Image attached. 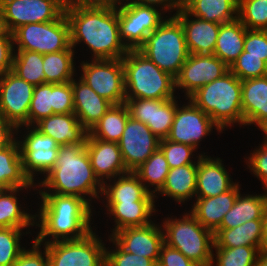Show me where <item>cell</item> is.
Instances as JSON below:
<instances>
[{
	"instance_id": "1",
	"label": "cell",
	"mask_w": 267,
	"mask_h": 266,
	"mask_svg": "<svg viewBox=\"0 0 267 266\" xmlns=\"http://www.w3.org/2000/svg\"><path fill=\"white\" fill-rule=\"evenodd\" d=\"M65 15L70 25L71 46L83 42L92 59H121L128 52L120 38L118 8L74 0Z\"/></svg>"
},
{
	"instance_id": "37",
	"label": "cell",
	"mask_w": 267,
	"mask_h": 266,
	"mask_svg": "<svg viewBox=\"0 0 267 266\" xmlns=\"http://www.w3.org/2000/svg\"><path fill=\"white\" fill-rule=\"evenodd\" d=\"M74 48L71 46L67 50L48 53L43 55V71L45 73V83L63 84L70 82L75 76Z\"/></svg>"
},
{
	"instance_id": "16",
	"label": "cell",
	"mask_w": 267,
	"mask_h": 266,
	"mask_svg": "<svg viewBox=\"0 0 267 266\" xmlns=\"http://www.w3.org/2000/svg\"><path fill=\"white\" fill-rule=\"evenodd\" d=\"M0 7L11 33L29 23L55 21L65 13L56 0H0Z\"/></svg>"
},
{
	"instance_id": "7",
	"label": "cell",
	"mask_w": 267,
	"mask_h": 266,
	"mask_svg": "<svg viewBox=\"0 0 267 266\" xmlns=\"http://www.w3.org/2000/svg\"><path fill=\"white\" fill-rule=\"evenodd\" d=\"M162 222L164 244L179 250L199 266H211L214 233L203 227L189 211L182 218H165Z\"/></svg>"
},
{
	"instance_id": "35",
	"label": "cell",
	"mask_w": 267,
	"mask_h": 266,
	"mask_svg": "<svg viewBox=\"0 0 267 266\" xmlns=\"http://www.w3.org/2000/svg\"><path fill=\"white\" fill-rule=\"evenodd\" d=\"M185 11L205 21L228 23L238 18V0H192Z\"/></svg>"
},
{
	"instance_id": "6",
	"label": "cell",
	"mask_w": 267,
	"mask_h": 266,
	"mask_svg": "<svg viewBox=\"0 0 267 266\" xmlns=\"http://www.w3.org/2000/svg\"><path fill=\"white\" fill-rule=\"evenodd\" d=\"M147 35L145 43L138 49L161 70L176 78L189 52L181 22L172 14Z\"/></svg>"
},
{
	"instance_id": "58",
	"label": "cell",
	"mask_w": 267,
	"mask_h": 266,
	"mask_svg": "<svg viewBox=\"0 0 267 266\" xmlns=\"http://www.w3.org/2000/svg\"><path fill=\"white\" fill-rule=\"evenodd\" d=\"M171 5L177 10H185L192 0H170Z\"/></svg>"
},
{
	"instance_id": "18",
	"label": "cell",
	"mask_w": 267,
	"mask_h": 266,
	"mask_svg": "<svg viewBox=\"0 0 267 266\" xmlns=\"http://www.w3.org/2000/svg\"><path fill=\"white\" fill-rule=\"evenodd\" d=\"M228 71L229 67L214 54H189L175 78L176 89H184L187 99L197 89L221 78Z\"/></svg>"
},
{
	"instance_id": "21",
	"label": "cell",
	"mask_w": 267,
	"mask_h": 266,
	"mask_svg": "<svg viewBox=\"0 0 267 266\" xmlns=\"http://www.w3.org/2000/svg\"><path fill=\"white\" fill-rule=\"evenodd\" d=\"M198 168L195 197L218 196L230 190L235 184L220 158L198 154Z\"/></svg>"
},
{
	"instance_id": "5",
	"label": "cell",
	"mask_w": 267,
	"mask_h": 266,
	"mask_svg": "<svg viewBox=\"0 0 267 266\" xmlns=\"http://www.w3.org/2000/svg\"><path fill=\"white\" fill-rule=\"evenodd\" d=\"M125 98H175L176 80L139 50H128L122 58Z\"/></svg>"
},
{
	"instance_id": "38",
	"label": "cell",
	"mask_w": 267,
	"mask_h": 266,
	"mask_svg": "<svg viewBox=\"0 0 267 266\" xmlns=\"http://www.w3.org/2000/svg\"><path fill=\"white\" fill-rule=\"evenodd\" d=\"M169 170L170 168L165 155L162 150L158 148L133 172L138 176L146 189L156 198V193H158L165 184ZM150 186L154 187V189H151Z\"/></svg>"
},
{
	"instance_id": "12",
	"label": "cell",
	"mask_w": 267,
	"mask_h": 266,
	"mask_svg": "<svg viewBox=\"0 0 267 266\" xmlns=\"http://www.w3.org/2000/svg\"><path fill=\"white\" fill-rule=\"evenodd\" d=\"M23 139L18 140L25 175L32 183L36 174L44 176L55 166L60 145L35 126H24ZM28 130V131H27Z\"/></svg>"
},
{
	"instance_id": "4",
	"label": "cell",
	"mask_w": 267,
	"mask_h": 266,
	"mask_svg": "<svg viewBox=\"0 0 267 266\" xmlns=\"http://www.w3.org/2000/svg\"><path fill=\"white\" fill-rule=\"evenodd\" d=\"M241 94V80L229 70L221 78L197 89L187 99L224 131L237 123L244 126Z\"/></svg>"
},
{
	"instance_id": "11",
	"label": "cell",
	"mask_w": 267,
	"mask_h": 266,
	"mask_svg": "<svg viewBox=\"0 0 267 266\" xmlns=\"http://www.w3.org/2000/svg\"><path fill=\"white\" fill-rule=\"evenodd\" d=\"M158 10V7L134 2L118 7L120 38L128 50H138L147 35L166 19L164 12Z\"/></svg>"
},
{
	"instance_id": "55",
	"label": "cell",
	"mask_w": 267,
	"mask_h": 266,
	"mask_svg": "<svg viewBox=\"0 0 267 266\" xmlns=\"http://www.w3.org/2000/svg\"><path fill=\"white\" fill-rule=\"evenodd\" d=\"M86 4H94V5H102V6H110L118 8L119 6L127 5L131 3L132 0H77Z\"/></svg>"
},
{
	"instance_id": "42",
	"label": "cell",
	"mask_w": 267,
	"mask_h": 266,
	"mask_svg": "<svg viewBox=\"0 0 267 266\" xmlns=\"http://www.w3.org/2000/svg\"><path fill=\"white\" fill-rule=\"evenodd\" d=\"M238 19L248 30H267V0H238Z\"/></svg>"
},
{
	"instance_id": "44",
	"label": "cell",
	"mask_w": 267,
	"mask_h": 266,
	"mask_svg": "<svg viewBox=\"0 0 267 266\" xmlns=\"http://www.w3.org/2000/svg\"><path fill=\"white\" fill-rule=\"evenodd\" d=\"M159 148L164 153L170 169L188 164H198V158L197 162L192 161L197 149L191 145L175 143L164 138L160 139Z\"/></svg>"
},
{
	"instance_id": "40",
	"label": "cell",
	"mask_w": 267,
	"mask_h": 266,
	"mask_svg": "<svg viewBox=\"0 0 267 266\" xmlns=\"http://www.w3.org/2000/svg\"><path fill=\"white\" fill-rule=\"evenodd\" d=\"M211 266H256L261 250L256 246L213 247ZM216 256V258H215ZM216 260H215V259ZM215 261V262H214Z\"/></svg>"
},
{
	"instance_id": "3",
	"label": "cell",
	"mask_w": 267,
	"mask_h": 266,
	"mask_svg": "<svg viewBox=\"0 0 267 266\" xmlns=\"http://www.w3.org/2000/svg\"><path fill=\"white\" fill-rule=\"evenodd\" d=\"M44 178L36 183L39 193L74 195L85 199L90 205L91 199L99 200L103 190V184L91 166L85 144L61 145L55 166Z\"/></svg>"
},
{
	"instance_id": "43",
	"label": "cell",
	"mask_w": 267,
	"mask_h": 266,
	"mask_svg": "<svg viewBox=\"0 0 267 266\" xmlns=\"http://www.w3.org/2000/svg\"><path fill=\"white\" fill-rule=\"evenodd\" d=\"M25 228H2L0 227V266H12L20 253L25 249L21 248L20 240Z\"/></svg>"
},
{
	"instance_id": "53",
	"label": "cell",
	"mask_w": 267,
	"mask_h": 266,
	"mask_svg": "<svg viewBox=\"0 0 267 266\" xmlns=\"http://www.w3.org/2000/svg\"><path fill=\"white\" fill-rule=\"evenodd\" d=\"M17 128L0 116V151L10 146L17 138ZM15 135V136H14Z\"/></svg>"
},
{
	"instance_id": "45",
	"label": "cell",
	"mask_w": 267,
	"mask_h": 266,
	"mask_svg": "<svg viewBox=\"0 0 267 266\" xmlns=\"http://www.w3.org/2000/svg\"><path fill=\"white\" fill-rule=\"evenodd\" d=\"M229 70L241 81L267 76V64L261 57L245 56L243 51Z\"/></svg>"
},
{
	"instance_id": "15",
	"label": "cell",
	"mask_w": 267,
	"mask_h": 266,
	"mask_svg": "<svg viewBox=\"0 0 267 266\" xmlns=\"http://www.w3.org/2000/svg\"><path fill=\"white\" fill-rule=\"evenodd\" d=\"M159 143L160 139L145 123L129 116L118 142L126 169L136 170L159 148Z\"/></svg>"
},
{
	"instance_id": "2",
	"label": "cell",
	"mask_w": 267,
	"mask_h": 266,
	"mask_svg": "<svg viewBox=\"0 0 267 266\" xmlns=\"http://www.w3.org/2000/svg\"><path fill=\"white\" fill-rule=\"evenodd\" d=\"M39 195L41 205L37 214L34 213L35 227L40 228L34 238L37 243L78 240L93 231L91 227V219H93L91 207L93 206L85 199L74 195L54 193H39ZM47 237L51 238L47 239Z\"/></svg>"
},
{
	"instance_id": "49",
	"label": "cell",
	"mask_w": 267,
	"mask_h": 266,
	"mask_svg": "<svg viewBox=\"0 0 267 266\" xmlns=\"http://www.w3.org/2000/svg\"><path fill=\"white\" fill-rule=\"evenodd\" d=\"M74 113L72 81L54 84V114Z\"/></svg>"
},
{
	"instance_id": "34",
	"label": "cell",
	"mask_w": 267,
	"mask_h": 266,
	"mask_svg": "<svg viewBox=\"0 0 267 266\" xmlns=\"http://www.w3.org/2000/svg\"><path fill=\"white\" fill-rule=\"evenodd\" d=\"M263 219L247 221L231 229L214 232V247L256 246L261 250Z\"/></svg>"
},
{
	"instance_id": "46",
	"label": "cell",
	"mask_w": 267,
	"mask_h": 266,
	"mask_svg": "<svg viewBox=\"0 0 267 266\" xmlns=\"http://www.w3.org/2000/svg\"><path fill=\"white\" fill-rule=\"evenodd\" d=\"M108 239L115 249L106 248L105 266H157L152 259L126 252L111 237Z\"/></svg>"
},
{
	"instance_id": "50",
	"label": "cell",
	"mask_w": 267,
	"mask_h": 266,
	"mask_svg": "<svg viewBox=\"0 0 267 266\" xmlns=\"http://www.w3.org/2000/svg\"><path fill=\"white\" fill-rule=\"evenodd\" d=\"M31 249H24L18 259L12 266H49V259L47 255V250L45 247L42 253L41 244L37 243L35 240L32 242Z\"/></svg>"
},
{
	"instance_id": "30",
	"label": "cell",
	"mask_w": 267,
	"mask_h": 266,
	"mask_svg": "<svg viewBox=\"0 0 267 266\" xmlns=\"http://www.w3.org/2000/svg\"><path fill=\"white\" fill-rule=\"evenodd\" d=\"M198 164H188L169 170L165 184L157 193L170 197L178 203H185L196 194Z\"/></svg>"
},
{
	"instance_id": "48",
	"label": "cell",
	"mask_w": 267,
	"mask_h": 266,
	"mask_svg": "<svg viewBox=\"0 0 267 266\" xmlns=\"http://www.w3.org/2000/svg\"><path fill=\"white\" fill-rule=\"evenodd\" d=\"M249 155L248 160L245 158L246 165L251 170L249 172H253L252 174L262 181L263 190H267V144L261 143Z\"/></svg>"
},
{
	"instance_id": "10",
	"label": "cell",
	"mask_w": 267,
	"mask_h": 266,
	"mask_svg": "<svg viewBox=\"0 0 267 266\" xmlns=\"http://www.w3.org/2000/svg\"><path fill=\"white\" fill-rule=\"evenodd\" d=\"M90 62V63H89ZM82 61L81 78L99 96L113 105L123 104L125 98L124 68L121 59Z\"/></svg>"
},
{
	"instance_id": "52",
	"label": "cell",
	"mask_w": 267,
	"mask_h": 266,
	"mask_svg": "<svg viewBox=\"0 0 267 266\" xmlns=\"http://www.w3.org/2000/svg\"><path fill=\"white\" fill-rule=\"evenodd\" d=\"M15 47L13 34L0 38V76L12 71Z\"/></svg>"
},
{
	"instance_id": "57",
	"label": "cell",
	"mask_w": 267,
	"mask_h": 266,
	"mask_svg": "<svg viewBox=\"0 0 267 266\" xmlns=\"http://www.w3.org/2000/svg\"><path fill=\"white\" fill-rule=\"evenodd\" d=\"M11 34V31L8 28L6 18L4 17V13L2 8L0 7V38L8 37Z\"/></svg>"
},
{
	"instance_id": "36",
	"label": "cell",
	"mask_w": 267,
	"mask_h": 266,
	"mask_svg": "<svg viewBox=\"0 0 267 266\" xmlns=\"http://www.w3.org/2000/svg\"><path fill=\"white\" fill-rule=\"evenodd\" d=\"M129 116V111L125 103L112 105L88 131L86 138H97L107 142L118 143Z\"/></svg>"
},
{
	"instance_id": "60",
	"label": "cell",
	"mask_w": 267,
	"mask_h": 266,
	"mask_svg": "<svg viewBox=\"0 0 267 266\" xmlns=\"http://www.w3.org/2000/svg\"><path fill=\"white\" fill-rule=\"evenodd\" d=\"M256 266H267V251H261Z\"/></svg>"
},
{
	"instance_id": "13",
	"label": "cell",
	"mask_w": 267,
	"mask_h": 266,
	"mask_svg": "<svg viewBox=\"0 0 267 266\" xmlns=\"http://www.w3.org/2000/svg\"><path fill=\"white\" fill-rule=\"evenodd\" d=\"M34 87L12 71L0 76V116L17 128L16 134L21 127L28 126Z\"/></svg>"
},
{
	"instance_id": "32",
	"label": "cell",
	"mask_w": 267,
	"mask_h": 266,
	"mask_svg": "<svg viewBox=\"0 0 267 266\" xmlns=\"http://www.w3.org/2000/svg\"><path fill=\"white\" fill-rule=\"evenodd\" d=\"M37 187H16L11 189L0 190V227L2 228H30L29 226L35 225V215L28 213L23 209L20 203H18L19 197L17 193L23 191V189ZM22 208V209H21Z\"/></svg>"
},
{
	"instance_id": "61",
	"label": "cell",
	"mask_w": 267,
	"mask_h": 266,
	"mask_svg": "<svg viewBox=\"0 0 267 266\" xmlns=\"http://www.w3.org/2000/svg\"><path fill=\"white\" fill-rule=\"evenodd\" d=\"M64 9H66L74 0H56Z\"/></svg>"
},
{
	"instance_id": "19",
	"label": "cell",
	"mask_w": 267,
	"mask_h": 266,
	"mask_svg": "<svg viewBox=\"0 0 267 266\" xmlns=\"http://www.w3.org/2000/svg\"><path fill=\"white\" fill-rule=\"evenodd\" d=\"M111 238L126 252L159 260L164 233L161 225L151 222L145 226L127 227L115 232Z\"/></svg>"
},
{
	"instance_id": "22",
	"label": "cell",
	"mask_w": 267,
	"mask_h": 266,
	"mask_svg": "<svg viewBox=\"0 0 267 266\" xmlns=\"http://www.w3.org/2000/svg\"><path fill=\"white\" fill-rule=\"evenodd\" d=\"M184 30L189 54H213L221 24L193 18L185 10L173 14Z\"/></svg>"
},
{
	"instance_id": "9",
	"label": "cell",
	"mask_w": 267,
	"mask_h": 266,
	"mask_svg": "<svg viewBox=\"0 0 267 266\" xmlns=\"http://www.w3.org/2000/svg\"><path fill=\"white\" fill-rule=\"evenodd\" d=\"M91 231L78 240H61L41 244L47 250L49 266H105L106 247Z\"/></svg>"
},
{
	"instance_id": "47",
	"label": "cell",
	"mask_w": 267,
	"mask_h": 266,
	"mask_svg": "<svg viewBox=\"0 0 267 266\" xmlns=\"http://www.w3.org/2000/svg\"><path fill=\"white\" fill-rule=\"evenodd\" d=\"M245 56L261 57L267 64V30H246Z\"/></svg>"
},
{
	"instance_id": "39",
	"label": "cell",
	"mask_w": 267,
	"mask_h": 266,
	"mask_svg": "<svg viewBox=\"0 0 267 266\" xmlns=\"http://www.w3.org/2000/svg\"><path fill=\"white\" fill-rule=\"evenodd\" d=\"M12 72L34 86L45 83L43 54L27 50H15Z\"/></svg>"
},
{
	"instance_id": "24",
	"label": "cell",
	"mask_w": 267,
	"mask_h": 266,
	"mask_svg": "<svg viewBox=\"0 0 267 266\" xmlns=\"http://www.w3.org/2000/svg\"><path fill=\"white\" fill-rule=\"evenodd\" d=\"M74 114L82 126L89 131L113 105L99 96L81 78L72 80Z\"/></svg>"
},
{
	"instance_id": "41",
	"label": "cell",
	"mask_w": 267,
	"mask_h": 266,
	"mask_svg": "<svg viewBox=\"0 0 267 266\" xmlns=\"http://www.w3.org/2000/svg\"><path fill=\"white\" fill-rule=\"evenodd\" d=\"M54 114V84L36 85L28 113V126H34L41 119Z\"/></svg>"
},
{
	"instance_id": "25",
	"label": "cell",
	"mask_w": 267,
	"mask_h": 266,
	"mask_svg": "<svg viewBox=\"0 0 267 266\" xmlns=\"http://www.w3.org/2000/svg\"><path fill=\"white\" fill-rule=\"evenodd\" d=\"M41 133L53 138L60 146L85 144L88 131L74 113L53 114L34 125Z\"/></svg>"
},
{
	"instance_id": "17",
	"label": "cell",
	"mask_w": 267,
	"mask_h": 266,
	"mask_svg": "<svg viewBox=\"0 0 267 266\" xmlns=\"http://www.w3.org/2000/svg\"><path fill=\"white\" fill-rule=\"evenodd\" d=\"M177 96L172 99L126 98L130 117L145 123L159 139L169 135L178 106Z\"/></svg>"
},
{
	"instance_id": "14",
	"label": "cell",
	"mask_w": 267,
	"mask_h": 266,
	"mask_svg": "<svg viewBox=\"0 0 267 266\" xmlns=\"http://www.w3.org/2000/svg\"><path fill=\"white\" fill-rule=\"evenodd\" d=\"M187 104L177 106L167 140L183 143L199 148L200 141L210 135L214 127L222 132L219 126L203 110L195 106L189 99Z\"/></svg>"
},
{
	"instance_id": "56",
	"label": "cell",
	"mask_w": 267,
	"mask_h": 266,
	"mask_svg": "<svg viewBox=\"0 0 267 266\" xmlns=\"http://www.w3.org/2000/svg\"><path fill=\"white\" fill-rule=\"evenodd\" d=\"M261 251H267V207L263 216Z\"/></svg>"
},
{
	"instance_id": "54",
	"label": "cell",
	"mask_w": 267,
	"mask_h": 266,
	"mask_svg": "<svg viewBox=\"0 0 267 266\" xmlns=\"http://www.w3.org/2000/svg\"><path fill=\"white\" fill-rule=\"evenodd\" d=\"M132 2L140 4V5H147V6H154V7H160V9L163 12H173L177 10L171 5V1L170 0H132ZM168 10V11H167ZM173 10V11H171Z\"/></svg>"
},
{
	"instance_id": "29",
	"label": "cell",
	"mask_w": 267,
	"mask_h": 266,
	"mask_svg": "<svg viewBox=\"0 0 267 266\" xmlns=\"http://www.w3.org/2000/svg\"><path fill=\"white\" fill-rule=\"evenodd\" d=\"M264 191V194L258 195H242L239 192L233 207L224 215L218 229H231L247 221L263 219L267 207V190Z\"/></svg>"
},
{
	"instance_id": "33",
	"label": "cell",
	"mask_w": 267,
	"mask_h": 266,
	"mask_svg": "<svg viewBox=\"0 0 267 266\" xmlns=\"http://www.w3.org/2000/svg\"><path fill=\"white\" fill-rule=\"evenodd\" d=\"M25 175L17 139L0 151V190L36 186Z\"/></svg>"
},
{
	"instance_id": "31",
	"label": "cell",
	"mask_w": 267,
	"mask_h": 266,
	"mask_svg": "<svg viewBox=\"0 0 267 266\" xmlns=\"http://www.w3.org/2000/svg\"><path fill=\"white\" fill-rule=\"evenodd\" d=\"M246 30L238 18L220 25L213 54L229 68L244 51Z\"/></svg>"
},
{
	"instance_id": "8",
	"label": "cell",
	"mask_w": 267,
	"mask_h": 266,
	"mask_svg": "<svg viewBox=\"0 0 267 266\" xmlns=\"http://www.w3.org/2000/svg\"><path fill=\"white\" fill-rule=\"evenodd\" d=\"M12 34L16 50L44 55L71 47L70 25L65 13L55 21L20 26Z\"/></svg>"
},
{
	"instance_id": "26",
	"label": "cell",
	"mask_w": 267,
	"mask_h": 266,
	"mask_svg": "<svg viewBox=\"0 0 267 266\" xmlns=\"http://www.w3.org/2000/svg\"><path fill=\"white\" fill-rule=\"evenodd\" d=\"M105 182L101 196L106 202H155V196L151 194L138 176L129 171L125 174Z\"/></svg>"
},
{
	"instance_id": "20",
	"label": "cell",
	"mask_w": 267,
	"mask_h": 266,
	"mask_svg": "<svg viewBox=\"0 0 267 266\" xmlns=\"http://www.w3.org/2000/svg\"><path fill=\"white\" fill-rule=\"evenodd\" d=\"M85 148L94 173L102 184L129 172L124 165L118 143L86 138Z\"/></svg>"
},
{
	"instance_id": "28",
	"label": "cell",
	"mask_w": 267,
	"mask_h": 266,
	"mask_svg": "<svg viewBox=\"0 0 267 266\" xmlns=\"http://www.w3.org/2000/svg\"><path fill=\"white\" fill-rule=\"evenodd\" d=\"M107 215L113 216L115 225L111 229V237L115 232L127 227L145 226L153 222L150 218L155 209V202H105Z\"/></svg>"
},
{
	"instance_id": "27",
	"label": "cell",
	"mask_w": 267,
	"mask_h": 266,
	"mask_svg": "<svg viewBox=\"0 0 267 266\" xmlns=\"http://www.w3.org/2000/svg\"><path fill=\"white\" fill-rule=\"evenodd\" d=\"M244 126L267 118V76L241 81Z\"/></svg>"
},
{
	"instance_id": "23",
	"label": "cell",
	"mask_w": 267,
	"mask_h": 266,
	"mask_svg": "<svg viewBox=\"0 0 267 266\" xmlns=\"http://www.w3.org/2000/svg\"><path fill=\"white\" fill-rule=\"evenodd\" d=\"M239 182L228 191L213 197H195L190 212L197 221L213 233L220 227L224 215L233 207L241 190Z\"/></svg>"
},
{
	"instance_id": "59",
	"label": "cell",
	"mask_w": 267,
	"mask_h": 266,
	"mask_svg": "<svg viewBox=\"0 0 267 266\" xmlns=\"http://www.w3.org/2000/svg\"><path fill=\"white\" fill-rule=\"evenodd\" d=\"M257 126H258V129L263 131V133L265 134L263 136L264 141L262 143L267 144V118L262 120Z\"/></svg>"
},
{
	"instance_id": "51",
	"label": "cell",
	"mask_w": 267,
	"mask_h": 266,
	"mask_svg": "<svg viewBox=\"0 0 267 266\" xmlns=\"http://www.w3.org/2000/svg\"><path fill=\"white\" fill-rule=\"evenodd\" d=\"M157 266H199L185 257L179 250L163 244L160 249Z\"/></svg>"
}]
</instances>
